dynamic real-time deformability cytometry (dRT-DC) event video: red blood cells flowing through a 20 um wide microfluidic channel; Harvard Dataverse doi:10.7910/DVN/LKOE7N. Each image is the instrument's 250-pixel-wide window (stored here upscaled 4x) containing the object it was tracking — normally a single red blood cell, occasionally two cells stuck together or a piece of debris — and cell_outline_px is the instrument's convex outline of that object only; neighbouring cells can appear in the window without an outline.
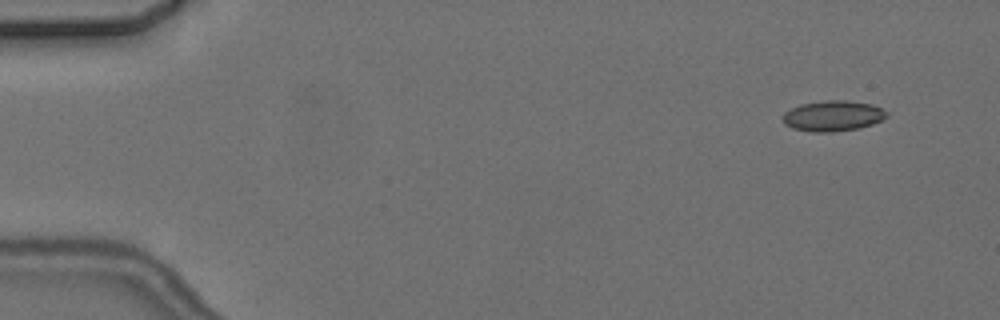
{"species": "common noctule bat (a hibernating species)", "species_latin": "Nyctalus noctula", "temperature_condition": "cold", "stored_images_in_passage": 5, "camera_frame_rate_fps": 3000, "um_per_image_px": 0.085, "animal": {"sex": "female", "body_mass_g": 24.6, "forearm_length_mm": 56.2}, "frame": {"image": 1, "passage_image": 2, "time_ms": 1.333, "image_size_px": [1000, 320], "cell_outline_px": [[888, 116], [884, 120], [860, 128], [832, 132], [808, 132], [792, 128], [784, 124], [784, 112], [800, 104], [824, 100], [844, 100], [872, 104], [888, 112]], "centroid_in_image_um": [70.81, 9.86], "position_along_channel_um": 14.2, "area_um2": 18.67}}
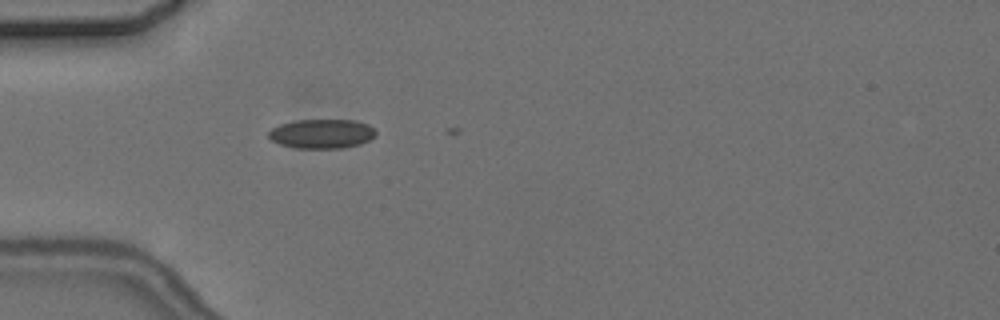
{"frame": {"image": 2, "passage_image": 5, "time_ms": 5.667, "image_size_px": [1000, 320], "cell_outline_px": [[376, 136], [360, 144], [340, 148], [296, 148], [280, 144], [272, 140], [268, 136], [268, 132], [272, 128], [280, 124], [296, 120], [356, 120], [368, 124], [376, 128]], "centroid_in_image_um": [27.38, 11.36], "position_along_channel_um": 57.6, "area_um2": 18.38}}